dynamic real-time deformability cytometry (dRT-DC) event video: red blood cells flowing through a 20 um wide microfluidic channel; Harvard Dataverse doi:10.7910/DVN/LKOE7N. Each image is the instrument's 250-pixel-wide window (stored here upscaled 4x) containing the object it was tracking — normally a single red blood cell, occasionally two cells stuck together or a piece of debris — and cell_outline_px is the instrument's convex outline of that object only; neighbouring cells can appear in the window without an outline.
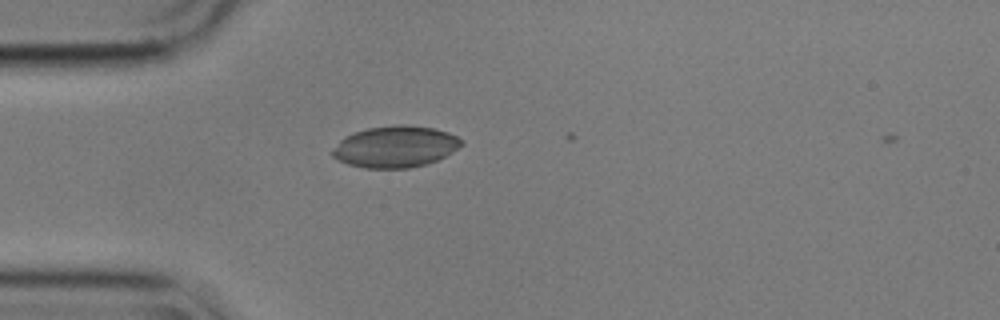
{"species": "common noctule bat (a hibernating species)", "species_latin": "Nyctalus noctula", "temperature_condition": "cold", "stored_images_in_passage": 5, "camera_frame_rate_fps": 3000, "um_per_image_px": 0.085, "animal": {"sex": "male", "body_mass_g": 17.9}, "frame": {"image": 1, "passage_image": 4, "time_ms": 1.0, "image_size_px": [1000, 320], "cell_outline_px": [[464, 144], [452, 152], [428, 164], [408, 168], [364, 168], [348, 164], [332, 156], [332, 148], [344, 136], [352, 132], [368, 128], [396, 124], [408, 124], [432, 128], [448, 132], [464, 140]], "centroid_in_image_um": [33.6, 12.46], "position_along_channel_um": 51.4, "area_um2": 31.39}}